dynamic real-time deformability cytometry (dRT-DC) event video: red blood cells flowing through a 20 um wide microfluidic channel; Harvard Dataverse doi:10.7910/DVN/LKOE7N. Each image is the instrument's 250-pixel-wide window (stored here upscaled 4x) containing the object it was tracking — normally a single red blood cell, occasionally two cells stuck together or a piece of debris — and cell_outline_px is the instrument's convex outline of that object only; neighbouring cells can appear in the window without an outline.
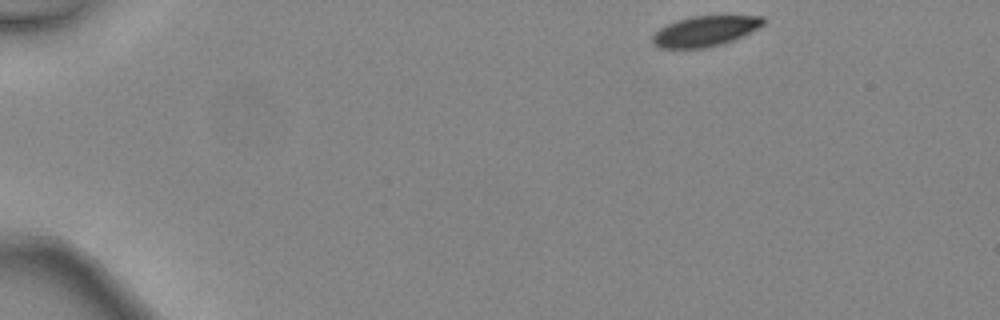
{"species": "common noctule bat (a hibernating species)", "species_latin": "Nyctalus noctula", "temperature_condition": "warm", "stored_images_in_passage": 40, "camera_frame_rate_fps": 3000, "um_per_image_px": 0.085, "animal": {"sex": "female", "body_mass_g": 24.6, "forearm_length_mm": 56.2}, "frame": {"image": 1, "passage_image": 1, "time_ms": 0.0, "image_size_px": [1000, 320], "cell_outline_px": [[764, 24], [724, 44], [704, 48], [660, 48], [652, 44], [652, 36], [660, 28], [676, 20], [692, 16], [764, 16]], "centroid_in_image_um": [59.88, 2.65], "position_along_channel_um": 25.1, "area_um2": 19.36}}
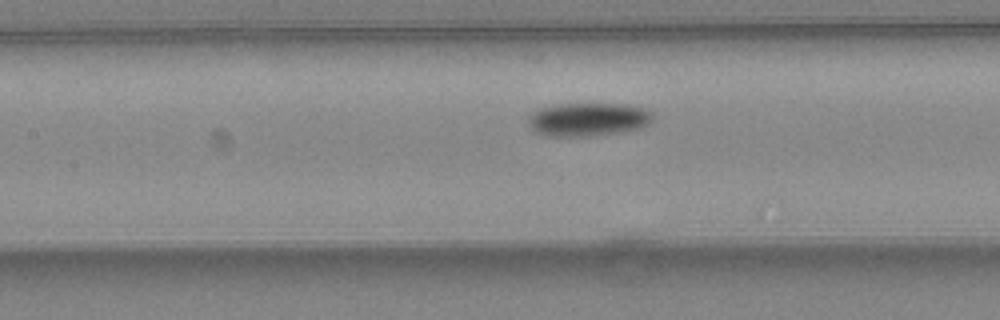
{"frame": {"image": 2, "passage_image": 17, "time_ms": 5.333, "image_size_px": [1000, 320], "cell_outline_px": [[652, 120], [648, 124], [640, 128], [620, 132], [592, 136], [548, 136], [536, 132], [528, 124], [528, 116], [532, 112], [540, 108], [556, 104], [628, 104], [644, 108], [652, 112]], "centroid_in_image_um": [49.98, 10.14], "position_along_channel_um": 157.4, "area_um2": 24.33}}
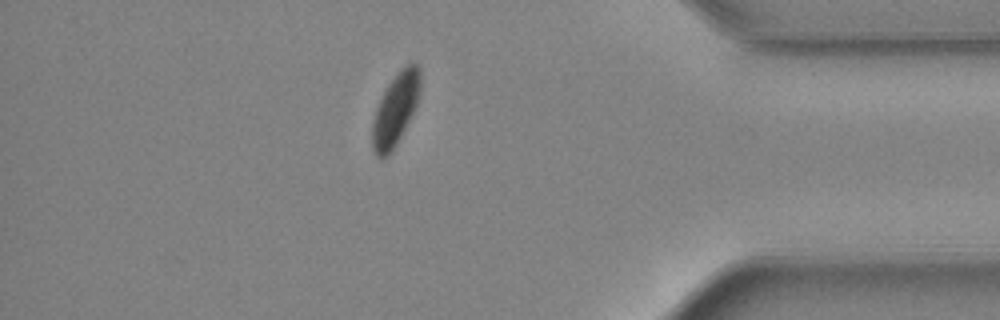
{"frame": {"image": 3, "passage_image": 35, "time_ms": 11.333, "image_size_px": [1000, 320], "cell_outline_px": [[420, 96], [396, 144], [384, 156], [376, 156], [372, 148], [372, 124], [376, 108], [388, 84], [396, 72], [404, 64], [412, 60], [420, 68]], "centroid_in_image_um": [33.62, 9.18], "position_along_channel_um": 401.6, "area_um2": 19.83}, "authors_computed_cell_mechanics": {"area_um2": 22.9177, "velocity_mm_per_s": 4.5315, "shape_relaxation_time_tau1_ms": 2.1759, "shape_relaxation_time_tau2_ms": null, "deformation_change_tau1": 0.1013, "deformation_change_tau2": null}}